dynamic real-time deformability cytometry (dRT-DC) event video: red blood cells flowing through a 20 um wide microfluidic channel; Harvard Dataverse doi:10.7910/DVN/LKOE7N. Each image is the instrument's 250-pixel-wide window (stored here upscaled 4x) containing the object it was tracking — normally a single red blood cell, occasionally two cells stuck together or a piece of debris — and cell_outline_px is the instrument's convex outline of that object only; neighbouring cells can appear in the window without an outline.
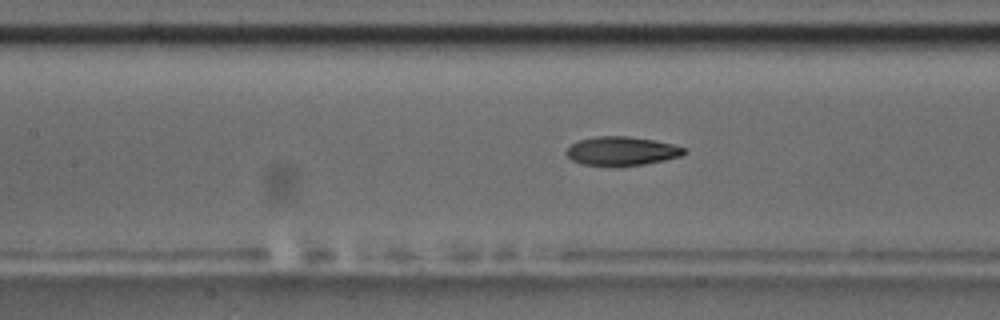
{"species": "common noctule bat (a hibernating species)", "species_latin": "Nyctalus noctula", "temperature_condition": "room temperature", "stored_images_in_passage": 56, "camera_frame_rate_fps": 3000, "um_per_image_px": 0.085, "animal": {"sex": "male", "body_mass_g": 17.5, "forearm_length_mm": 52.3}, "frame": {"image": 1, "passage_image": 25, "time_ms": 8.0, "image_size_px": [1000, 320], "cell_outline_px": [[684, 152], [680, 156], [664, 160], [644, 164], [620, 168], [616, 168], [584, 164], [572, 160], [564, 152], [572, 144], [580, 140], [596, 136], [628, 136], [652, 140], [672, 144], [684, 148]], "centroid_in_image_um": [52.8, 12.87], "position_along_channel_um": 154.6, "area_um2": 19.94}, "authors_computed_cell_mechanics": {"area_um2": 19.6809, "velocity_mm_per_s": 3.6345, "shape_relaxation_time_tau1_ms": 3.6216, "shape_relaxation_time_tau2_ms": 2.3244, "deformation_change_tau1": 0.1632, "deformation_change_tau2": 0.0977}}